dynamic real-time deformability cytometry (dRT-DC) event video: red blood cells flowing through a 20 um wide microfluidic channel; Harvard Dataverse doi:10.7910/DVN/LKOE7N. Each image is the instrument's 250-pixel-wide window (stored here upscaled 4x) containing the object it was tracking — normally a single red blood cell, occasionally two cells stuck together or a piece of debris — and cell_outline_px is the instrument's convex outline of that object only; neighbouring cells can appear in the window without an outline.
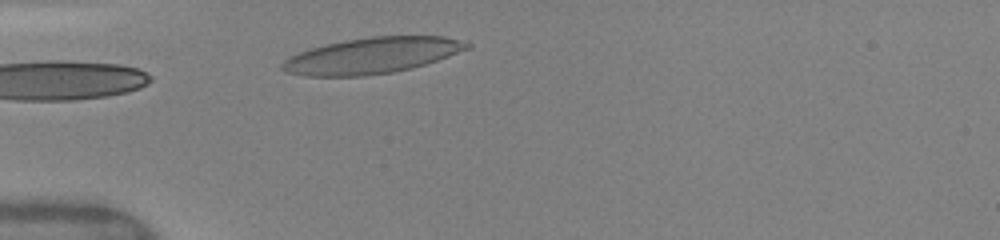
{"species": "human", "species_latin": "Homo sapiens", "temperature_condition": "warm", "stored_images_in_passage": 8, "camera_frame_rate_fps": 3000, "um_per_image_px": 0.085, "donor": {"sex": "female"}, "frame": {"image": 1, "passage_image": 5, "time_ms": 1.0, "image_size_px": [1000, 240], "cell_outline_px": [[472, 48], [424, 64], [392, 72], [364, 76], [304, 76], [284, 72], [280, 68], [280, 64], [284, 60], [300, 52], [312, 48], [344, 40], [372, 36], [444, 36], [464, 40], [472, 44]], "centroid_in_image_um": [31.63, 4.72], "position_along_channel_um": 53.4, "area_um2": 38.67}}